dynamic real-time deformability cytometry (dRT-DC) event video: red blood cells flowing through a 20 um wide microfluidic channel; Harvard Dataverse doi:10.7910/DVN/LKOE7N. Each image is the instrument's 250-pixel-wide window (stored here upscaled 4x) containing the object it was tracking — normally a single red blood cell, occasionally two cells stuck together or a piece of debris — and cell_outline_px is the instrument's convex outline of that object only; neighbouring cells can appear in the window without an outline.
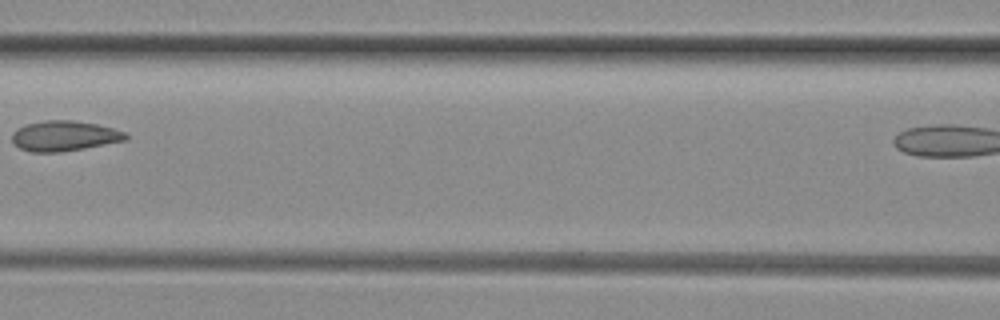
{"species": "common noctule bat (a hibernating species)", "species_latin": "Nyctalus noctula", "temperature_condition": "room temperature", "stored_images_in_passage": 5, "segment_of_instrument_passage": [1, 2], "camera_frame_rate_fps": 3000, "um_per_image_px": 0.085, "animal": {"sex": "female", "body_mass_g": 29.2, "forearm_length_mm": 56.3}, "frame": {"image": 1, "passage_image": 3, "time_ms": 0.667, "image_size_px": [1000, 320], "cell_outline_px": [[128, 140], [84, 148], [60, 152], [32, 152], [20, 148], [12, 140], [12, 132], [16, 128], [28, 124], [44, 120], [72, 120], [96, 124], [128, 132]], "centroid_in_image_um": [5.49, 11.55], "position_along_channel_um": 161.1, "area_um2": 20.06}}
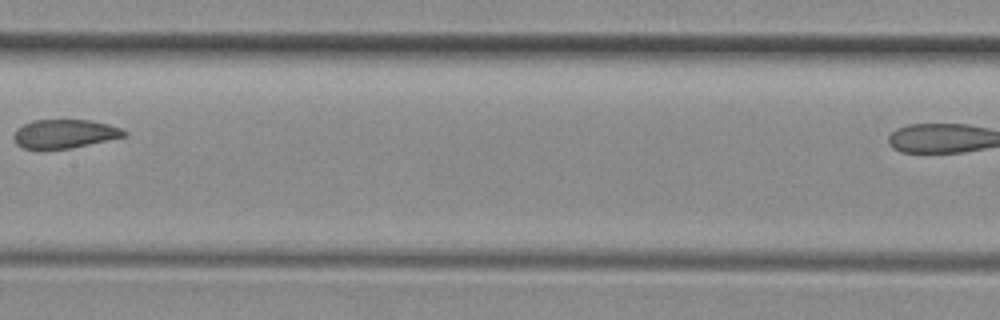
{"frame": {"image": 2, "passage_image": 4, "time_ms": 1.0, "image_size_px": [1000, 320], "cell_outline_px": [[128, 132], [124, 136], [88, 144], [68, 148], [24, 148], [16, 144], [12, 136], [16, 128], [32, 120], [88, 120], [108, 124], [120, 128]], "centroid_in_image_um": [5.44, 11.35], "position_along_channel_um": 202.0, "area_um2": 18.15}}